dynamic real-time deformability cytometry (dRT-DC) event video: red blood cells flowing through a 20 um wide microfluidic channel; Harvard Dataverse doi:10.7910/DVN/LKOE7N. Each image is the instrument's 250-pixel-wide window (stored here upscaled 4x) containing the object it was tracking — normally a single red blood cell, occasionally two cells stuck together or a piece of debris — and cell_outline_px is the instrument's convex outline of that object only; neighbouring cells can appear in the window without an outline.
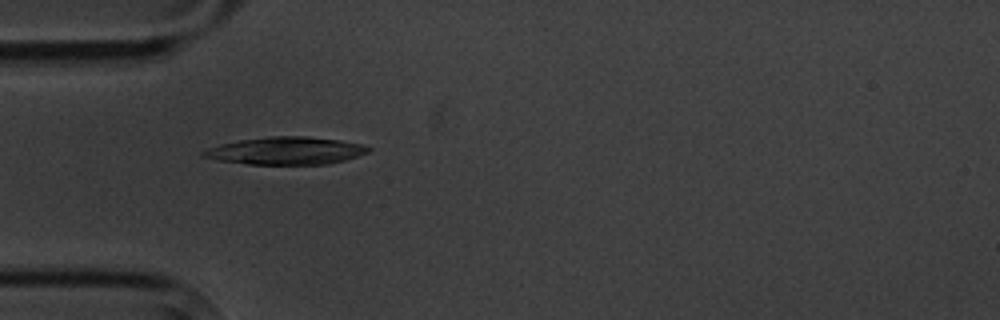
{"species": "common noctule bat (a hibernating species)", "species_latin": "Nyctalus noctula", "temperature_condition": "cold", "stored_images_in_passage": 6, "camera_frame_rate_fps": 3000, "um_per_image_px": 0.085, "animal": {"sex": "male", "body_mass_g": 20.1, "forearm_length_mm": 53.5}, "frame": {"image": 1, "passage_image": 5, "time_ms": 4.667, "image_size_px": [1000, 320], "cell_outline_px": [[372, 148], [368, 152], [344, 160], [328, 164], [248, 164], [216, 160], [200, 156], [200, 152], [208, 148], [220, 144], [240, 140], [268, 136], [308, 136], [340, 140], [364, 144]], "centroid_in_image_um": [24.28, 12.81], "position_along_channel_um": 60.7, "area_um2": 26.59}}
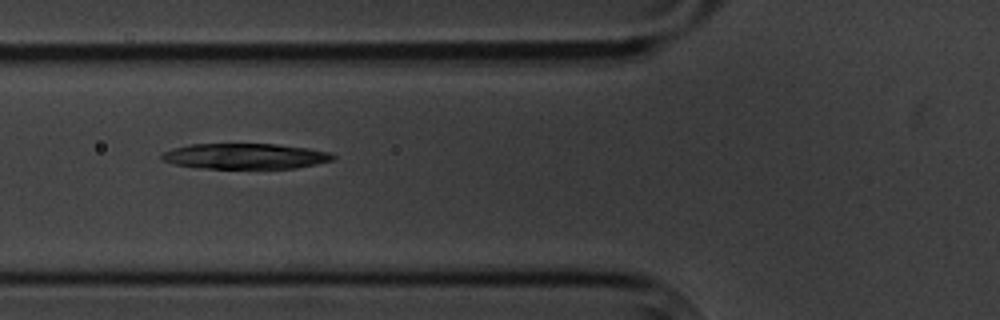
{"frame": {"image": 2, "passage_image": 6, "time_ms": 6.0, "image_size_px": [1000, 320], "cell_outline_px": [[336, 156], [332, 160], [296, 168], [196, 168], [176, 164], [160, 160], [160, 156], [164, 152], [172, 148], [188, 144], [276, 144], [308, 148], [332, 152]], "centroid_in_image_um": [20.81, 13.27], "position_along_channel_um": 105.0, "area_um2": 25.55}}